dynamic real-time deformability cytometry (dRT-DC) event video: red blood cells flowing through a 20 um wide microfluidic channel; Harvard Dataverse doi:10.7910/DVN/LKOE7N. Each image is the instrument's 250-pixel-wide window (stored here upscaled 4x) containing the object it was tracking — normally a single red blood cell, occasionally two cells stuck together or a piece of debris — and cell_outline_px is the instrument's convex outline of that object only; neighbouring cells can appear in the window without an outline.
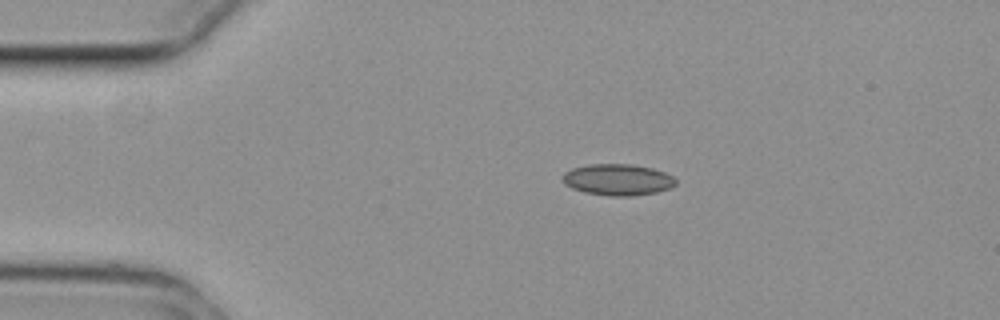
{"species": "common noctule bat (a hibernating species)", "species_latin": "Nyctalus noctula", "temperature_condition": "cold", "stored_images_in_passage": 45, "camera_frame_rate_fps": 3000, "um_per_image_px": 0.085, "animal": {"sex": "female", "body_mass_g": 29.2, "forearm_length_mm": 56.3}, "frame": {"image": 1, "passage_image": 1, "time_ms": 0.0, "image_size_px": [1000, 320], "cell_outline_px": [[676, 184], [668, 188], [656, 192], [632, 196], [612, 196], [584, 192], [572, 188], [564, 184], [564, 172], [572, 168], [588, 164], [632, 164], [652, 168], [664, 172], [672, 176], [676, 180]], "centroid_in_image_um": [52.5, 15.27], "position_along_channel_um": 32.5, "area_um2": 20.58}}
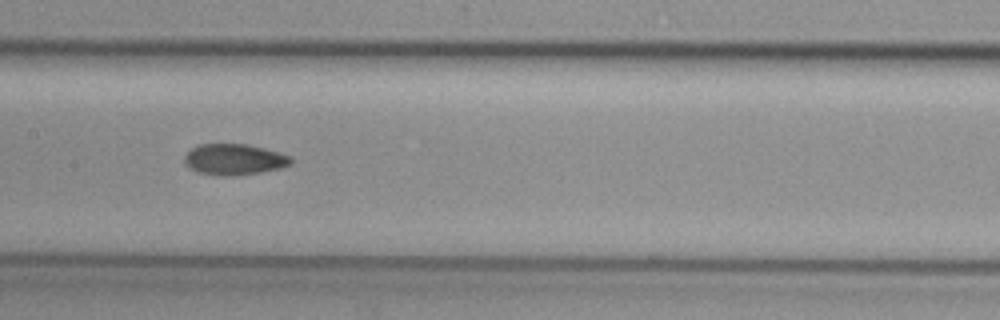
{"frame": {"image": 2, "passage_image": 17, "time_ms": 5.333, "image_size_px": [1000, 320], "cell_outline_px": [[292, 164], [280, 168], [260, 172], [236, 176], [220, 176], [196, 172], [188, 168], [184, 164], [184, 156], [192, 148], [200, 144], [248, 144], [280, 152], [292, 156]], "centroid_in_image_um": [19.9, 13.56], "position_along_channel_um": 187.5, "area_um2": 19.54}}
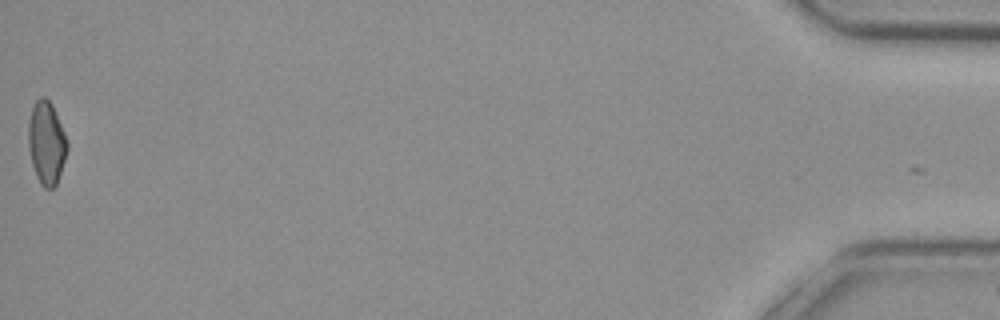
{"frame": {"image": 3, "passage_image": 45, "time_ms": 14.667, "image_size_px": [1000, 320], "cell_outline_px": [[68, 148], [56, 184], [52, 188], [44, 188], [40, 184], [36, 176], [32, 164], [28, 144], [28, 124], [32, 108], [36, 100], [40, 96], [44, 96], [52, 104], [64, 132], [68, 144]], "centroid_in_image_um": [3.94, 12.13], "position_along_channel_um": 431.3, "area_um2": 18.61}, "authors_computed_cell_mechanics": {"area_um2": 19.074, "velocity_mm_per_s": 3.739, "shape_relaxation_time_tau1_ms": null, "shape_relaxation_time_tau2_ms": 3.3172, "deformation_change_tau1": null, "deformation_change_tau2": 0.08}}